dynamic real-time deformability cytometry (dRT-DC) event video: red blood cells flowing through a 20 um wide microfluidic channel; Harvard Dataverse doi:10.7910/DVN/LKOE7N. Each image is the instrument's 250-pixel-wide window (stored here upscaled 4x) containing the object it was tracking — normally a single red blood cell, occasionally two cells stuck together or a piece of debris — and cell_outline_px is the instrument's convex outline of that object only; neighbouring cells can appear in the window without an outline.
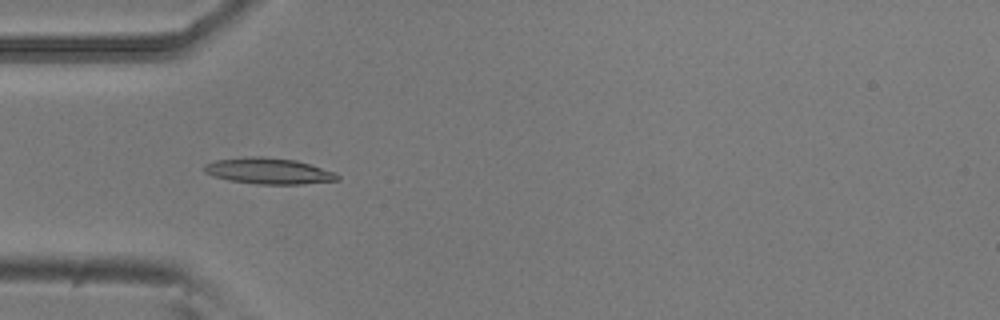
{"species": "common noctule bat (a hibernating species)", "species_latin": "Nyctalus noctula", "temperature_condition": "room temperature", "stored_images_in_passage": 7, "camera_frame_rate_fps": 3000, "um_per_image_px": 0.085, "animal": {"sex": "male", "body_mass_g": 20.5, "forearm_length_mm": 52.5}, "frame": {"image": 1, "passage_image": 5, "time_ms": 1.333, "image_size_px": [1000, 320], "cell_outline_px": [[340, 180], [300, 184], [256, 184], [228, 180], [204, 172], [204, 164], [216, 160], [248, 156], [264, 156], [296, 160], [336, 172], [340, 176]], "centroid_in_image_um": [22.86, 14.53], "position_along_channel_um": 62.1, "area_um2": 20.29}}
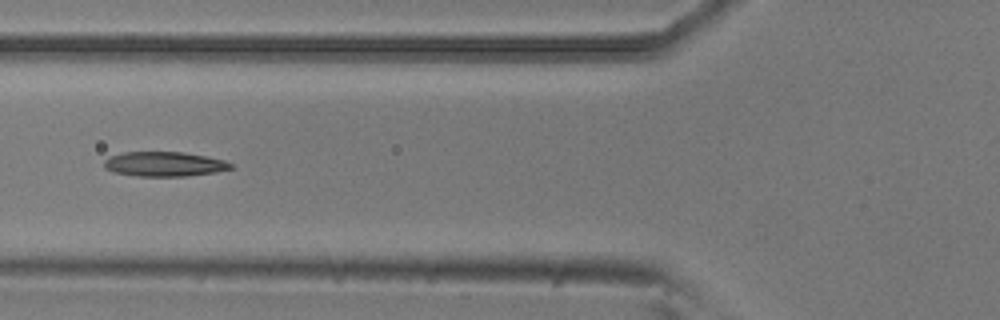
{"frame": {"image": 2, "passage_image": 6, "time_ms": 1.667, "image_size_px": [1000, 320], "cell_outline_px": [[232, 168], [216, 172], [184, 176], [136, 176], [116, 172], [104, 168], [104, 160], [112, 156], [124, 152], [184, 152], [208, 156], [224, 160], [232, 164]], "centroid_in_image_um": [13.98, 13.94], "position_along_channel_um": 111.8, "area_um2": 18.09}}
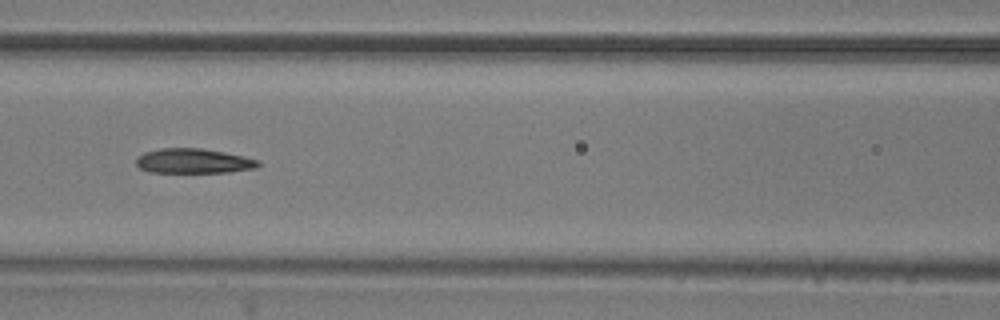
{"frame": {"image": 3, "passage_image": 7, "time_ms": 2.0, "image_size_px": [1000, 320], "cell_outline_px": [[260, 164], [256, 168], [228, 172], [148, 172], [140, 168], [136, 164], [136, 160], [144, 152], [160, 148], [200, 148], [224, 152], [244, 156], [260, 160]], "centroid_in_image_um": [16.46, 13.68], "position_along_channel_um": 150.1, "area_um2": 17.57}}